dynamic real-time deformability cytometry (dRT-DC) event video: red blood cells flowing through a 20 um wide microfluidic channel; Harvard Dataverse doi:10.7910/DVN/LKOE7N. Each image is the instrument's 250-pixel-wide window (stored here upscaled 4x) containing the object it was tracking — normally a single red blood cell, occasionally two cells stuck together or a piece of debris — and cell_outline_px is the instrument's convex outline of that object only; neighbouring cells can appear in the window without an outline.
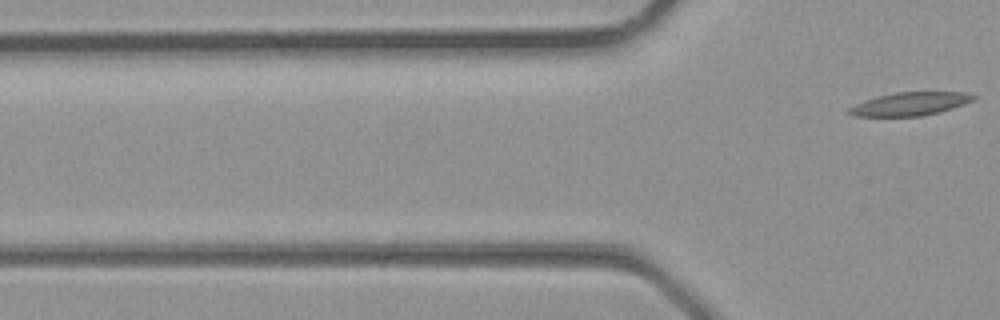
{"species": "common noctule bat (a hibernating species)", "species_latin": "Nyctalus noctula", "temperature_condition": "room temperature", "stored_images_in_passage": 5, "segment_of_instrument_passage": [2, 2], "camera_frame_rate_fps": 3000, "um_per_image_px": 0.085, "animal": {"sex": "male", "body_mass_g": 23.1, "forearm_length_mm": 52.7}, "frame": {"image": 1, "passage_image": 5, "time_ms": 1.333, "image_size_px": [1000, 320], "cell_outline_px": [[976, 96], [972, 100], [964, 104], [940, 112], [924, 116], [856, 116], [848, 112], [848, 108], [864, 100], [896, 92], [964, 92]], "centroid_in_image_um": [77.36, 8.83], "position_along_channel_um": 48.4, "area_um2": 16.65}}